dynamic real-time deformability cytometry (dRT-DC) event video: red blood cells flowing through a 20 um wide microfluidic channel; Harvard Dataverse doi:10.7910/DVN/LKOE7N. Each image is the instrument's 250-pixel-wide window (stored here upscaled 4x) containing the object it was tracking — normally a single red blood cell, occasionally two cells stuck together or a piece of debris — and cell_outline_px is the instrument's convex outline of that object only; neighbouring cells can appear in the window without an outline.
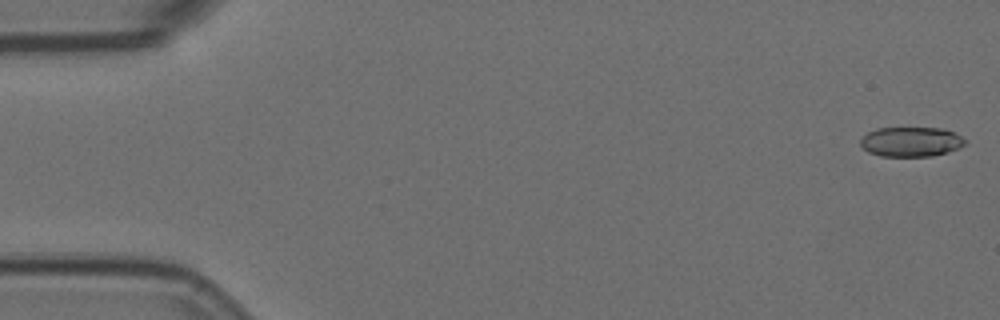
{"species": "Egyptian fruit bat (a non-hibernating species)", "species_latin": "Rousettus aegyptiacus", "temperature_condition": "room temperature", "stored_images_in_passage": 5, "camera_frame_rate_fps": 3000, "um_per_image_px": 0.085, "animal": {"sex": "female"}, "frame": {"image": 1, "passage_image": 1, "time_ms": 0.0, "image_size_px": [1000, 320], "cell_outline_px": [[968, 144], [960, 148], [948, 152], [932, 156], [880, 156], [868, 152], [860, 144], [860, 140], [868, 132], [876, 128], [940, 128], [952, 132], [968, 140]], "centroid_in_image_um": [77.47, 12.05], "position_along_channel_um": 7.5, "area_um2": 18.21}}